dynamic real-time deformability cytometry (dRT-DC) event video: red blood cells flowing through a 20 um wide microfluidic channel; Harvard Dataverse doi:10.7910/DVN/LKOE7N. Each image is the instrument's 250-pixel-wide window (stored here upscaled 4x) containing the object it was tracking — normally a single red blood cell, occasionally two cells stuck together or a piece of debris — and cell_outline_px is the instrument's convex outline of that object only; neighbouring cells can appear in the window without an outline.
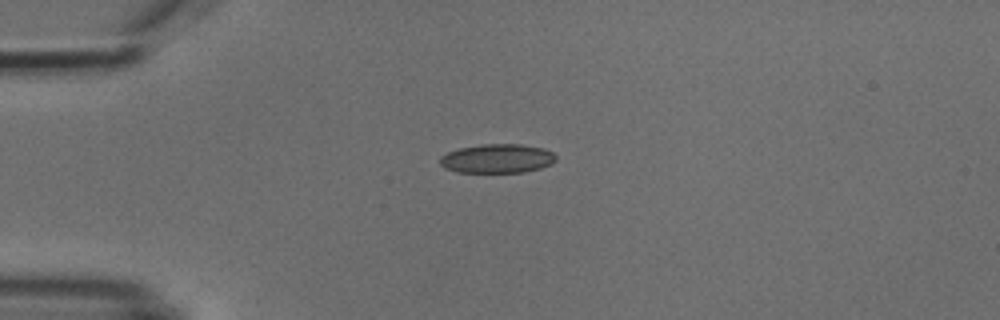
{"species": "common noctule bat (a hibernating species)", "species_latin": "Nyctalus noctula", "temperature_condition": "cold", "stored_images_in_passage": 5, "camera_frame_rate_fps": 3000, "um_per_image_px": 0.085, "animal": {"sex": "male", "body_mass_g": 18.8}, "frame": {"image": 1, "passage_image": 1, "time_ms": 0.0, "image_size_px": [1000, 320], "cell_outline_px": [[556, 160], [552, 164], [540, 168], [524, 172], [456, 172], [444, 168], [440, 164], [440, 156], [448, 152], [460, 148], [480, 144], [520, 144], [544, 148], [552, 152], [556, 156]], "centroid_in_image_um": [42.27, 13.47], "position_along_channel_um": 42.7, "area_um2": 19.71}}
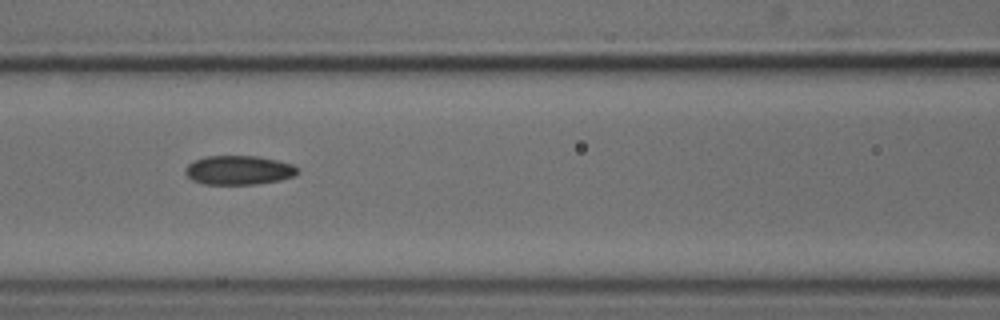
{"frame": {"image": 2, "passage_image": 4, "time_ms": 3.333, "image_size_px": [1000, 320], "cell_outline_px": [[300, 172], [296, 176], [280, 180], [256, 184], [204, 184], [192, 180], [184, 172], [184, 168], [192, 160], [204, 156], [260, 156], [292, 164], [300, 168]], "centroid_in_image_um": [20.3, 14.45], "position_along_channel_um": 146.3, "area_um2": 19.36}}
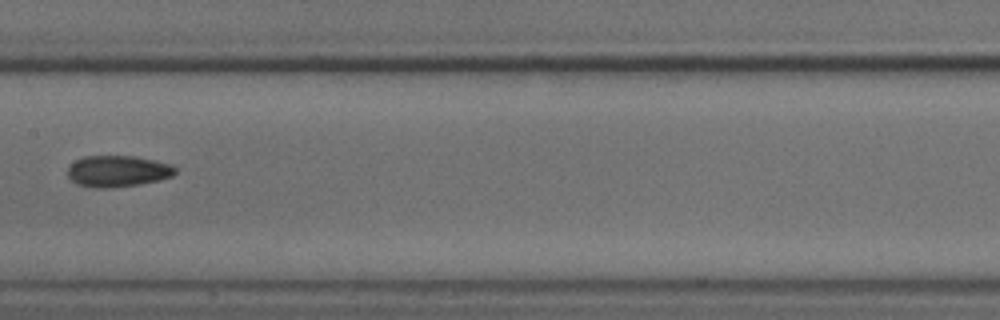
{"frame": {"image": 3, "passage_image": 5, "time_ms": 4.667, "image_size_px": [1000, 320], "cell_outline_px": [[176, 172], [172, 176], [160, 180], [140, 184], [108, 188], [96, 188], [76, 184], [68, 176], [68, 168], [76, 160], [84, 156], [132, 156], [172, 164], [176, 168]], "centroid_in_image_um": [10.01, 14.55], "position_along_channel_um": 197.4, "area_um2": 19.59}}